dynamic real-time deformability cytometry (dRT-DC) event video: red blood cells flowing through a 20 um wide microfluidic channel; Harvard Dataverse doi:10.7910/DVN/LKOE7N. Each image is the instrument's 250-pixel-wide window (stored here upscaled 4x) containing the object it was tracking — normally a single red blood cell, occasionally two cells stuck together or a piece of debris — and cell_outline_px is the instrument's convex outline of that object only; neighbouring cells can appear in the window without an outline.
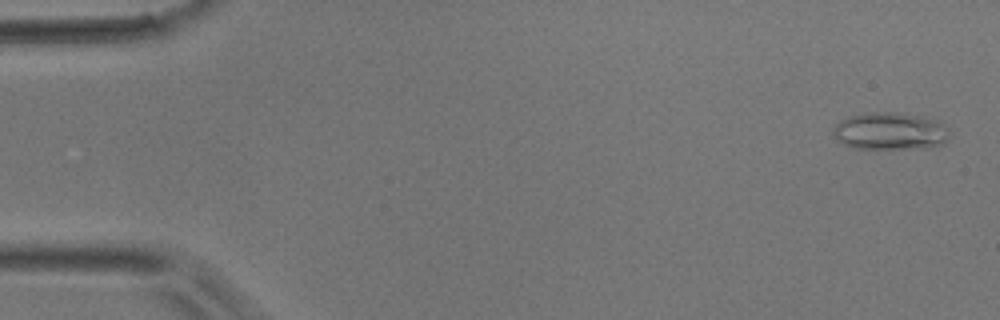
{"species": "common noctule bat (a hibernating species)", "species_latin": "Nyctalus noctula", "temperature_condition": "room temperature", "stored_images_in_passage": 48, "camera_frame_rate_fps": 3000, "um_per_image_px": 0.085, "animal": {"sex": "male", "body_mass_g": 17.9}, "frame": {"image": 1, "passage_image": 2, "time_ms": 0.333, "image_size_px": [1000, 320], "cell_outline_px": [[948, 136], [944, 144], [932, 148], [856, 148], [844, 144], [836, 140], [832, 132], [832, 128], [840, 120], [848, 116], [864, 112], [904, 112], [924, 116], [940, 120], [948, 128]], "centroid_in_image_um": [75.68, 11.12], "position_along_channel_um": 9.3, "area_um2": 25.95}}
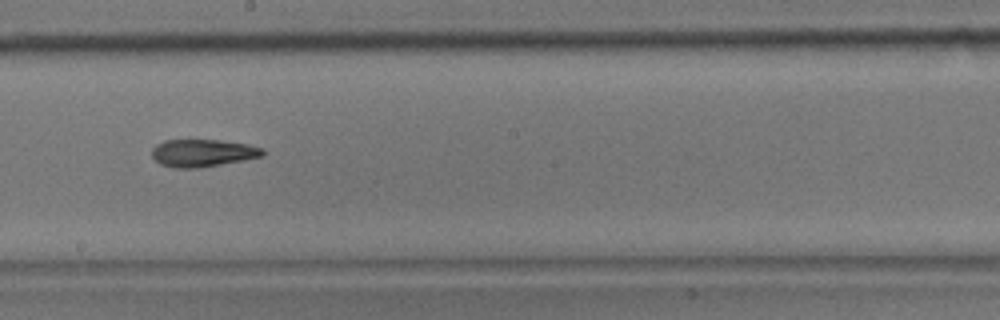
{"frame": {"image": 2, "passage_image": 27, "time_ms": 8.667, "image_size_px": [1000, 320], "cell_outline_px": [[264, 156], [244, 160], [200, 168], [172, 168], [160, 164], [152, 156], [152, 148], [156, 144], [164, 140], [220, 140], [248, 144], [264, 148]], "centroid_in_image_um": [17.24, 13.0], "position_along_channel_um": 231.0, "area_um2": 17.92}}
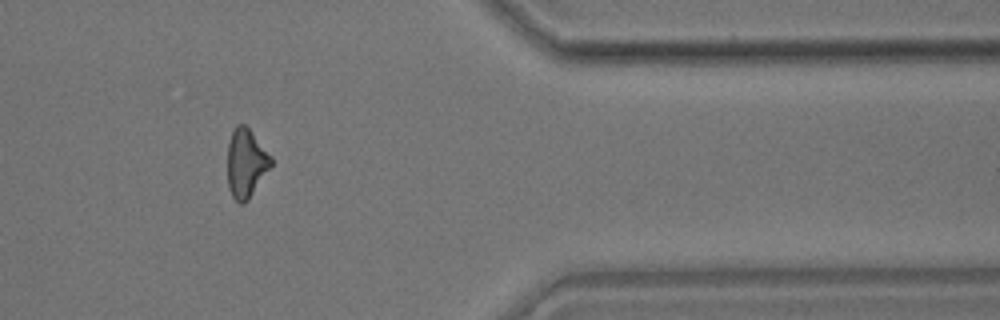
{"frame": {"image": 3, "passage_image": 40, "time_ms": 13.0, "image_size_px": [1000, 320], "cell_outline_px": [[272, 164], [248, 200], [244, 204], [240, 204], [232, 196], [228, 188], [228, 144], [232, 132], [236, 124], [244, 124], [248, 128], [272, 156]], "centroid_in_image_um": [20.9, 13.88], "position_along_channel_um": 390.5, "area_um2": 17.28}}